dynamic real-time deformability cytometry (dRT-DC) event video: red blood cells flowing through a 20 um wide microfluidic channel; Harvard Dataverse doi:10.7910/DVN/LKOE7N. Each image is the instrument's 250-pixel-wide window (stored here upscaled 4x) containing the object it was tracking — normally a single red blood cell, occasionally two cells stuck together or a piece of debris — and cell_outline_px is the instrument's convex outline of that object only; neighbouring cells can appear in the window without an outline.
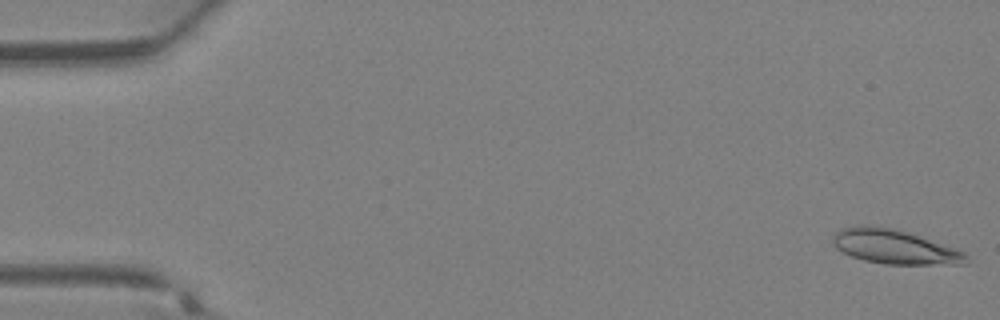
{"species": "Egyptian fruit bat (a non-hibernating species)", "species_latin": "Rousettus aegyptiacus", "temperature_condition": "warm", "stored_images_in_passage": 37, "camera_frame_rate_fps": 3000, "um_per_image_px": 0.085, "animal": {"sex": "female"}, "frame": {"image": 1, "passage_image": 1, "time_ms": 0.0, "image_size_px": [1000, 320], "cell_outline_px": [[968, 264], [884, 264], [864, 260], [852, 256], [836, 248], [832, 244], [832, 236], [836, 232], [844, 228], [860, 224], [868, 224], [892, 228], [908, 232], [956, 248], [964, 252], [968, 256]], "centroid_in_image_um": [76.03, 20.97], "position_along_channel_um": 9.0, "area_um2": 26.76}}
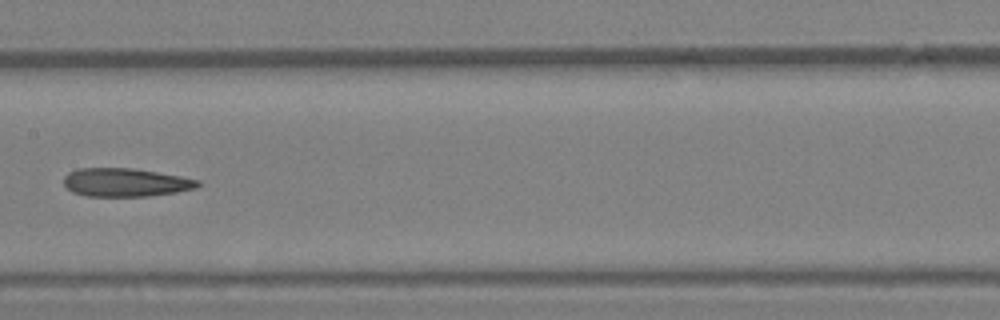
{"frame": {"image": 2, "passage_image": 19, "time_ms": 6.0, "image_size_px": [1000, 320], "cell_outline_px": [[200, 184], [196, 188], [176, 192], [148, 196], [88, 196], [72, 192], [64, 184], [64, 176], [68, 172], [76, 168], [132, 168], [180, 176], [200, 180]], "centroid_in_image_um": [10.65, 15.5], "position_along_channel_um": 196.8, "area_um2": 22.14}}
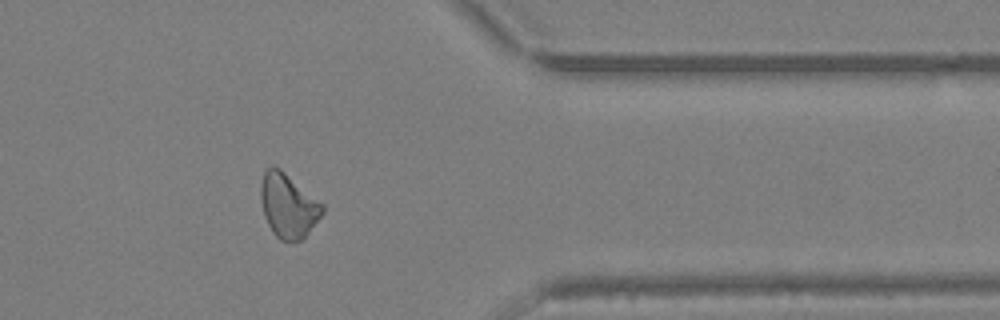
{"frame": {"image": 3, "passage_image": 30, "time_ms": 9.667, "image_size_px": [1000, 320], "cell_outline_px": [[324, 212], [308, 232], [300, 240], [280, 240], [272, 232], [264, 216], [260, 200], [260, 184], [264, 172], [272, 164], [280, 168], [324, 204]], "centroid_in_image_um": [24.47, 17.45], "position_along_channel_um": 386.9, "area_um2": 23.0}}